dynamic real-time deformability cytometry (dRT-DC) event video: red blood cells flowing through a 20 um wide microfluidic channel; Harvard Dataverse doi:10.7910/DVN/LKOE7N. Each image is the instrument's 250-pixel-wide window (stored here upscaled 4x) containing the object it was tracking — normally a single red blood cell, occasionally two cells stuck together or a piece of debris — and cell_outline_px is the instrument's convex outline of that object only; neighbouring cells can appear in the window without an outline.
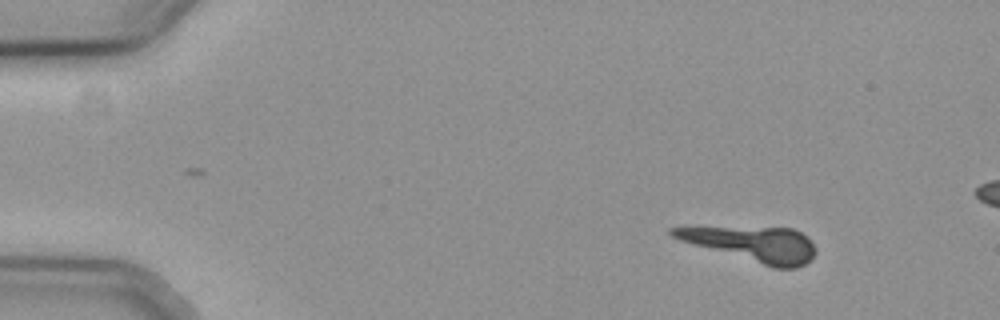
{"species": "common noctule bat (a hibernating species)", "species_latin": "Nyctalus noctula", "temperature_condition": "cold", "stored_images_in_passage": 17, "camera_frame_rate_fps": 3000, "um_per_image_px": 0.085, "animal": {"sex": "female", "body_mass_g": 19.3, "forearm_length_mm": 54.1}, "frame": {"image": 1, "passage_image": 8, "time_ms": 2.333, "image_size_px": [1000, 320], "cell_outline_px": [[816, 252], [804, 264], [796, 268], [772, 268], [680, 240], [672, 236], [668, 232], [668, 228], [792, 228], [808, 236], [816, 248]], "centroid_in_image_um": [64.04, 20.76], "position_along_channel_um": 21.0, "area_um2": 28.5}}